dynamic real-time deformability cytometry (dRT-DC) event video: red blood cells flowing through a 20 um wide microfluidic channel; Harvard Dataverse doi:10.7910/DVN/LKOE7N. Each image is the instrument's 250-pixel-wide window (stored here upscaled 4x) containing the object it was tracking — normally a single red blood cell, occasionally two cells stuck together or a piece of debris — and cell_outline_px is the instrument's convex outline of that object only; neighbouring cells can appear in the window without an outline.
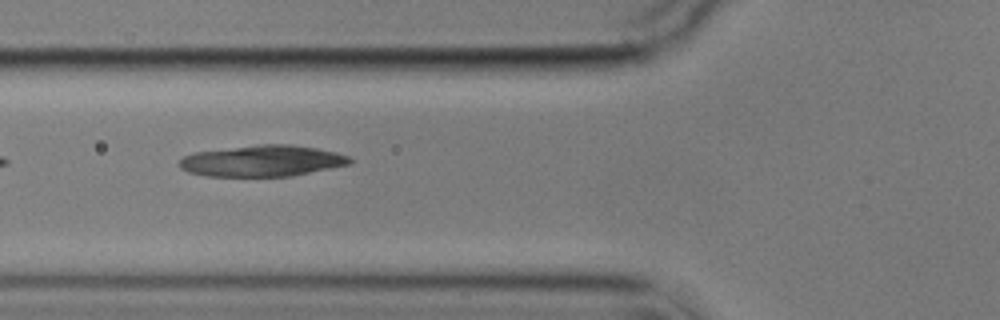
{"species": "common noctule bat (a hibernating species)", "species_latin": "Nyctalus noctula", "temperature_condition": "cold", "stored_images_in_passage": 2, "camera_frame_rate_fps": 3000, "um_per_image_px": 0.085, "animal": {"sex": "male", "body_mass_g": 17.9}, "frame": {"image": 1, "passage_image": 2, "time_ms": 1.667, "image_size_px": [1000, 320], "cell_outline_px": [[352, 164], [292, 176], [208, 176], [188, 172], [180, 168], [176, 164], [184, 156], [196, 152], [260, 144], [292, 144], [316, 148], [336, 152], [348, 156], [352, 160]], "centroid_in_image_um": [22.31, 13.68], "position_along_channel_um": 103.5, "area_um2": 31.04}}